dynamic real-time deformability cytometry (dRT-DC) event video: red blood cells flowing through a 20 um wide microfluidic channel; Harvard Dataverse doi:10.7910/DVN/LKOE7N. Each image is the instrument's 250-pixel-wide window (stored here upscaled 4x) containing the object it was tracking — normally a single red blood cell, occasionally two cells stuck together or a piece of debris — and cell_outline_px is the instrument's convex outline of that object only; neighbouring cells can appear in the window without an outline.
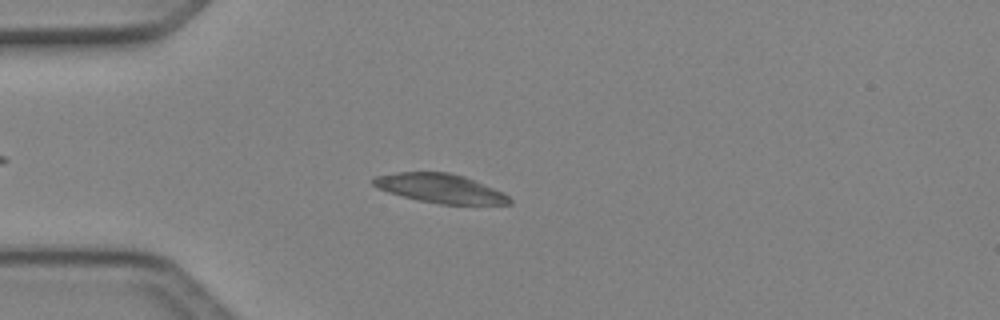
{"species": "Egyptian fruit bat (a non-hibernating species)", "species_latin": "Rousettus aegyptiacus", "temperature_condition": "cold", "stored_images_in_passage": 3, "camera_frame_rate_fps": 3000, "um_per_image_px": 0.085, "animal": {"sex": "female"}, "frame": {"image": 1, "passage_image": 3, "time_ms": 0.667, "image_size_px": [1000, 320], "cell_outline_px": [[512, 204], [440, 204], [420, 200], [388, 192], [372, 184], [372, 180], [376, 176], [400, 172], [448, 172], [464, 176], [504, 192], [512, 200]], "centroid_in_image_um": [37.46, 16.01], "position_along_channel_um": 47.5, "area_um2": 22.77}}